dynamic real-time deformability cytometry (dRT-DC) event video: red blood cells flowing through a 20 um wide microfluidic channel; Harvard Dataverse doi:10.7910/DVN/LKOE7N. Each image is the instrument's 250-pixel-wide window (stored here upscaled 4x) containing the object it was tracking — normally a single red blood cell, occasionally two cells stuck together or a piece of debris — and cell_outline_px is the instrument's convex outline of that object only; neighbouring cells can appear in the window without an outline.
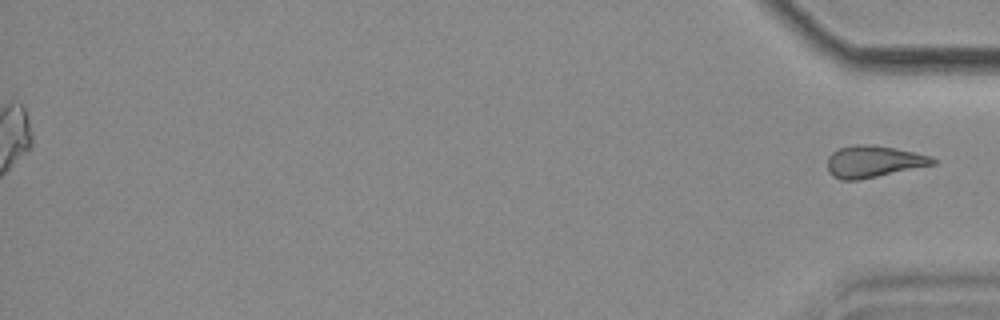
{"species": "common noctule bat (a hibernating species)", "species_latin": "Nyctalus noctula", "temperature_condition": "cold", "stored_images_in_passage": 51, "segment_of_instrument_passage": [2, 2], "camera_frame_rate_fps": 3000, "um_per_image_px": 0.085, "animal": {"sex": "female", "body_mass_g": 18.4}, "frame": {"image": 1, "passage_image": 51, "time_ms": 16.667, "image_size_px": [1000, 320], "cell_outline_px": [[936, 164], [860, 180], [840, 180], [832, 176], [828, 172], [828, 156], [832, 152], [840, 148], [852, 144], [868, 144], [896, 148], [932, 156], [936, 160]], "centroid_in_image_um": [74.24, 13.73], "position_along_channel_um": 361.0, "area_um2": 19.71}}